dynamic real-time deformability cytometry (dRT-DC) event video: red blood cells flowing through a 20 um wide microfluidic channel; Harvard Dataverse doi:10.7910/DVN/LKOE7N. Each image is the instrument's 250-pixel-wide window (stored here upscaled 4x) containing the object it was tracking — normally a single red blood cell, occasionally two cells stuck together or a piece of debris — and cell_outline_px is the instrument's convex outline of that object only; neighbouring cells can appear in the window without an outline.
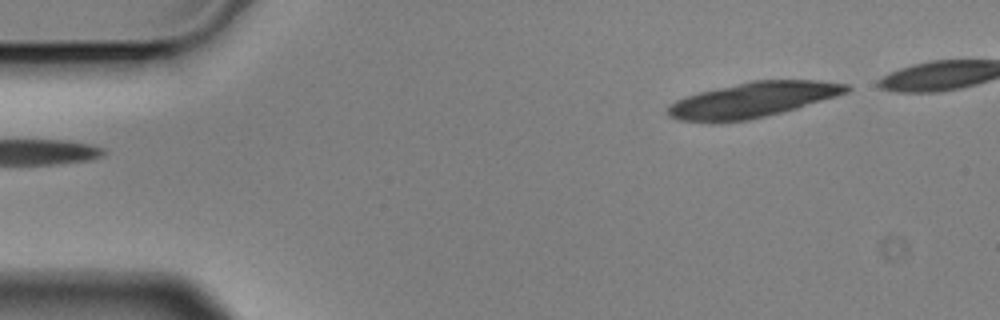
{"species": "Egyptian fruit bat (a non-hibernating species)", "species_latin": "Rousettus aegyptiacus", "temperature_condition": "cold", "stored_images_in_passage": 2, "camera_frame_rate_fps": 3000, "um_per_image_px": 0.085, "animal": {"sex": "male"}, "frame": {"image": 1, "passage_image": 2, "time_ms": 0.333, "image_size_px": [1000, 320], "cell_outline_px": [[852, 88], [848, 92], [836, 96], [796, 108], [748, 120], [712, 124], [676, 120], [668, 116], [668, 104], [684, 96], [716, 88], [752, 80], [816, 80], [848, 84]], "centroid_in_image_um": [63.91, 8.5], "position_along_channel_um": 21.1, "area_um2": 36.93}}